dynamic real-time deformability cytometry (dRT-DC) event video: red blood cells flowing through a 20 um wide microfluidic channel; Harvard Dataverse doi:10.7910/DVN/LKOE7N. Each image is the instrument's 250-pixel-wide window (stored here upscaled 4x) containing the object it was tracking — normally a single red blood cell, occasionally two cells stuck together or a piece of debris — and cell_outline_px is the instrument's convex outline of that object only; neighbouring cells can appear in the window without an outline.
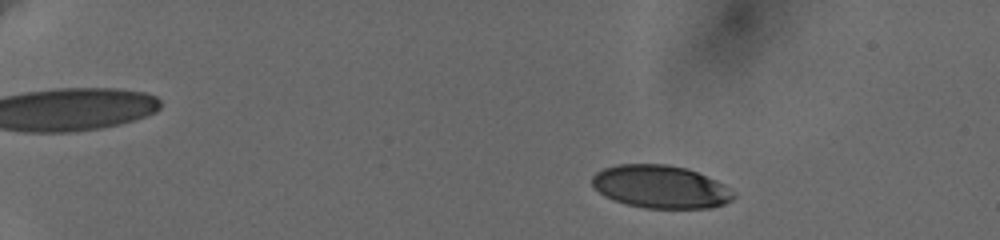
{"species": "human", "species_latin": "Homo sapiens", "temperature_condition": "cold", "stored_images_in_passage": 53, "camera_frame_rate_fps": 3000, "um_per_image_px": 0.085, "donor": {"sex": "female"}, "frame": {"image": 1, "passage_image": 9, "time_ms": 2.667, "image_size_px": [1000, 240], "cell_outline_px": [[736, 196], [732, 200], [724, 204], [712, 208], [644, 208], [624, 204], [612, 200], [604, 196], [592, 184], [592, 176], [596, 172], [604, 168], [616, 164], [668, 164], [688, 168], [716, 180], [724, 184], [736, 192]], "centroid_in_image_um": [56.17, 15.88], "position_along_channel_um": 28.8, "area_um2": 35.78}}
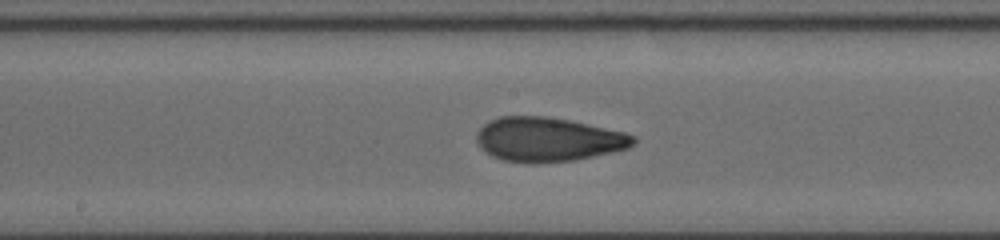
{"frame": {"image": 2, "passage_image": 33, "time_ms": 10.667, "image_size_px": [1000, 240], "cell_outline_px": [[636, 144], [628, 148], [612, 152], [576, 160], [540, 164], [528, 164], [504, 160], [492, 156], [484, 152], [480, 148], [476, 140], [476, 132], [488, 120], [500, 116], [548, 116], [568, 120], [624, 132], [636, 136]], "centroid_in_image_um": [46.56, 11.87], "position_along_channel_um": 201.6, "area_um2": 40.86}}
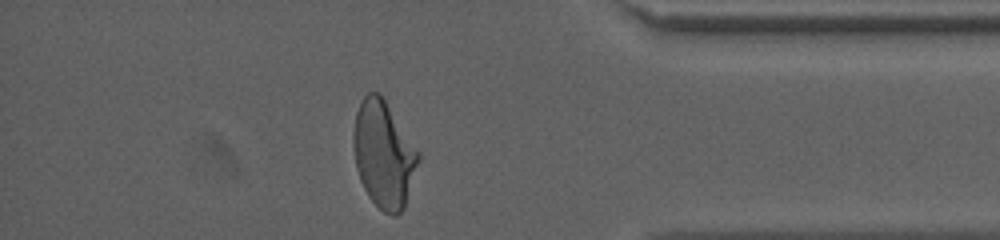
{"frame": {"image": 3, "passage_image": 51, "time_ms": 16.667, "image_size_px": [1000, 240], "cell_outline_px": [[420, 160], [404, 208], [396, 216], [392, 216], [384, 212], [368, 196], [360, 180], [356, 168], [352, 144], [352, 132], [356, 112], [364, 96], [368, 92], [380, 92], [420, 152]], "centroid_in_image_um": [32.61, 13.11], "position_along_channel_um": 402.6, "area_um2": 40.63}, "authors_computed_cell_mechanics": {"area_um2": 38.6682, "velocity_mm_per_s": 3.6366, "shape_relaxation_time_tau1_ms": 6.3338, "shape_relaxation_time_tau2_ms": 1.3729, "deformation_change_tau1": 0.2012, "deformation_change_tau2": 0.0819}}